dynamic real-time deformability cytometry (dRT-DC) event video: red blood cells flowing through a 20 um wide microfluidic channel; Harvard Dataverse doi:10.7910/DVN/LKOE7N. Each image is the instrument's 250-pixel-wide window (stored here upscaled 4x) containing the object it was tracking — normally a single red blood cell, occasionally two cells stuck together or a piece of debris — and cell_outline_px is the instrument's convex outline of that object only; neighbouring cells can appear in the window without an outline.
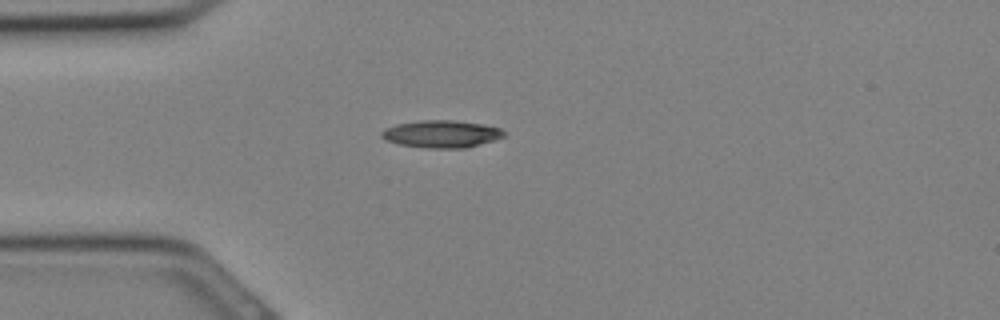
{"species": "Egyptian fruit bat (a non-hibernating species)", "species_latin": "Rousettus aegyptiacus", "temperature_condition": "cold", "stored_images_in_passage": 6, "camera_frame_rate_fps": 3000, "um_per_image_px": 0.085, "animal": {"sex": "female"}, "frame": {"image": 1, "passage_image": 1, "time_ms": 0.0, "image_size_px": [1000, 320], "cell_outline_px": [[508, 132], [504, 136], [468, 148], [428, 148], [400, 144], [388, 140], [380, 136], [380, 132], [384, 128], [396, 124], [420, 120], [456, 120], [480, 124], [500, 128]], "centroid_in_image_um": [37.52, 11.38], "position_along_channel_um": 47.5, "area_um2": 19.48}}
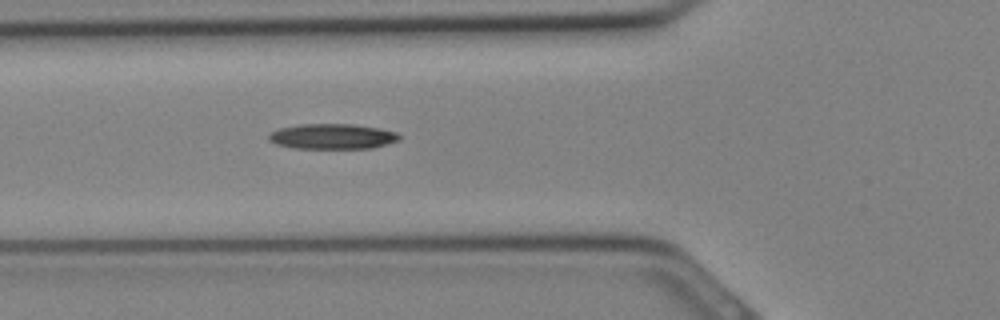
{"frame": {"image": 2, "passage_image": 4, "time_ms": 1.0, "image_size_px": [1000, 320], "cell_outline_px": [[400, 140], [372, 148], [292, 148], [276, 144], [268, 140], [268, 136], [272, 132], [280, 128], [300, 124], [352, 124], [380, 128], [396, 132], [400, 136]], "centroid_in_image_um": [28.25, 11.59], "position_along_channel_um": 97.5, "area_um2": 19.19}}
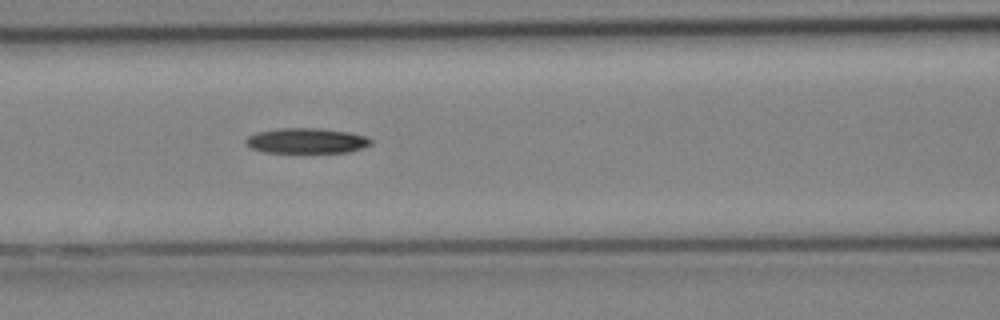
{"frame": {"image": 3, "passage_image": 6, "time_ms": 1.667, "image_size_px": [1000, 320], "cell_outline_px": [[372, 144], [348, 152], [264, 152], [252, 148], [244, 144], [244, 140], [248, 136], [256, 132], [280, 128], [320, 128], [348, 132], [364, 136], [372, 140]], "centroid_in_image_um": [26.01, 11.96], "position_along_channel_um": 140.6, "area_um2": 18.32}}